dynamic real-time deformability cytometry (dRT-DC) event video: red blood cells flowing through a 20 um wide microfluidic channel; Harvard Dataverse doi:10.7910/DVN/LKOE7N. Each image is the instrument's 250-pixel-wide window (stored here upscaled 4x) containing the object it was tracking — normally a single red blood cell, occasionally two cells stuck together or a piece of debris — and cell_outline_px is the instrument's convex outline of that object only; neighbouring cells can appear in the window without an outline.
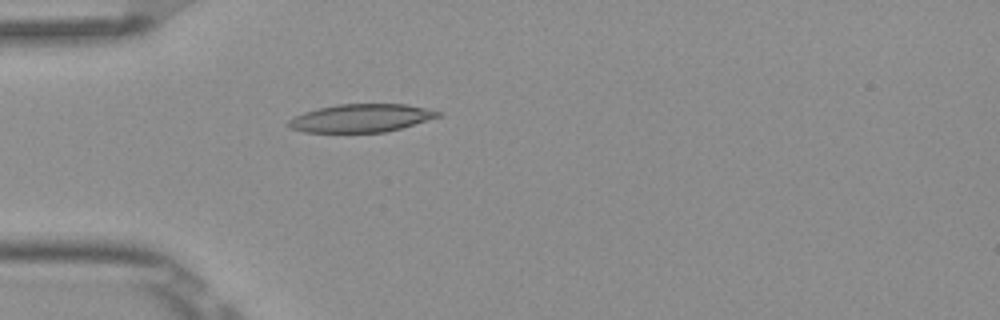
{"species": "Egyptian fruit bat (a non-hibernating species)", "species_latin": "Rousettus aegyptiacus", "temperature_condition": "room temperature", "stored_images_in_passage": 4, "camera_frame_rate_fps": 3000, "um_per_image_px": 0.085, "frame": {"image": 1, "passage_image": 4, "time_ms": 1.0, "image_size_px": [1000, 320], "cell_outline_px": [[444, 116], [400, 128], [384, 132], [304, 132], [292, 128], [288, 124], [288, 120], [292, 116], [304, 112], [336, 104], [408, 104], [444, 112]], "centroid_in_image_um": [30.75, 10.03], "position_along_channel_um": 54.3, "area_um2": 24.57}}